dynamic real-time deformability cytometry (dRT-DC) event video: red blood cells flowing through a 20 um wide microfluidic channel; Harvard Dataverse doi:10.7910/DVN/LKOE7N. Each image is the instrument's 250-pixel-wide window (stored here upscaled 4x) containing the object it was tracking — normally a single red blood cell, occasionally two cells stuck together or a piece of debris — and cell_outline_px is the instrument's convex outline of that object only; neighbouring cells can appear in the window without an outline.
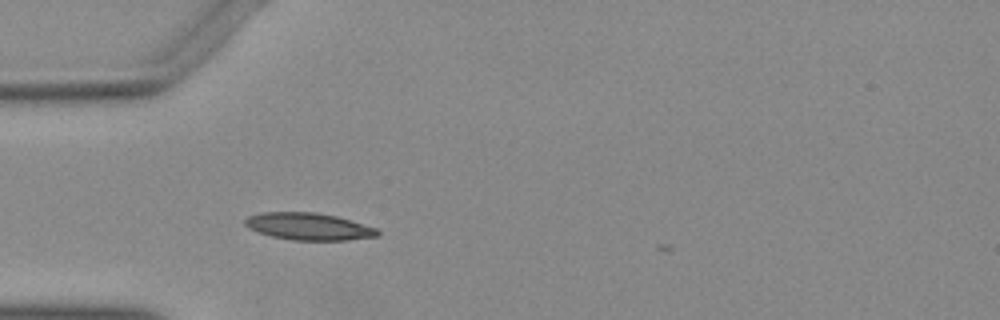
{"species": "Egyptian fruit bat (a non-hibernating species)", "species_latin": "Rousettus aegyptiacus", "temperature_condition": "warm", "stored_images_in_passage": 32, "camera_frame_rate_fps": 3000, "um_per_image_px": 0.085, "animal": {"sex": "female"}, "frame": {"image": 1, "passage_image": 1, "time_ms": 0.0, "image_size_px": [1000, 320], "cell_outline_px": [[380, 236], [348, 240], [292, 240], [272, 236], [248, 228], [244, 224], [244, 220], [248, 216], [260, 212], [316, 212], [336, 216], [376, 228], [380, 232]], "centroid_in_image_um": [26.23, 19.25], "position_along_channel_um": 58.8, "area_um2": 20.92}}
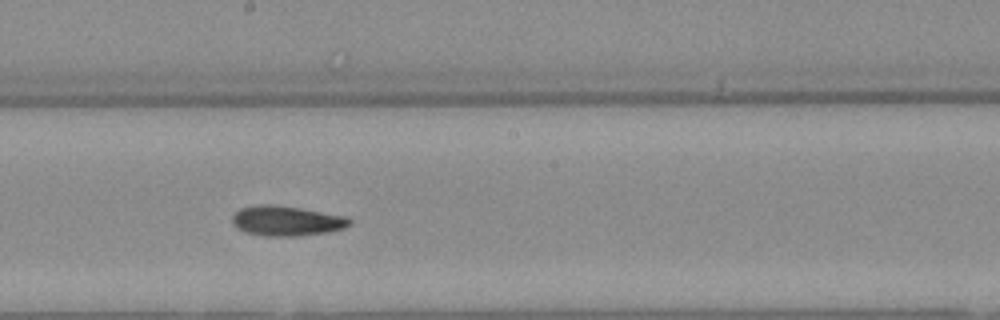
{"frame": {"image": 2, "passage_image": 14, "time_ms": 4.333, "image_size_px": [1000, 320], "cell_outline_px": [[352, 224], [344, 228], [328, 232], [296, 236], [268, 236], [244, 232], [236, 228], [232, 224], [232, 216], [240, 208], [252, 204], [276, 204], [348, 216], [352, 220]], "centroid_in_image_um": [24.35, 18.76], "position_along_channel_um": 223.8, "area_um2": 20.87}}
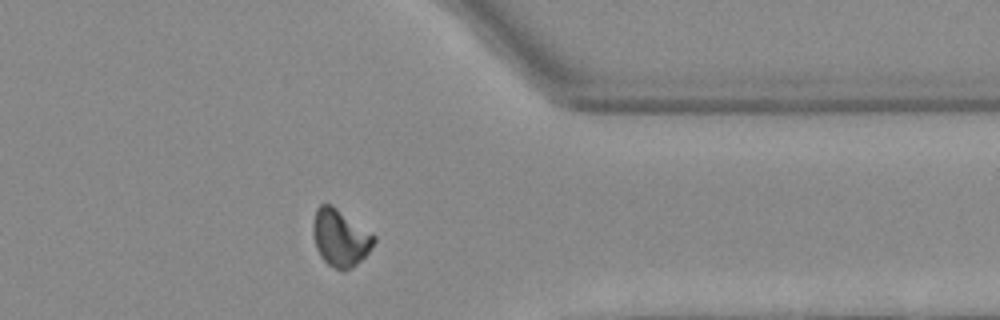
{"frame": {"image": 3, "passage_image": 27, "time_ms": 8.667, "image_size_px": [1000, 320], "cell_outline_px": [[376, 240], [372, 248], [352, 268], [344, 272], [328, 264], [320, 256], [316, 248], [312, 232], [312, 224], [316, 208], [320, 204], [332, 204], [376, 236]], "centroid_in_image_um": [28.91, 20.2], "position_along_channel_um": 382.5, "area_um2": 20.35}}